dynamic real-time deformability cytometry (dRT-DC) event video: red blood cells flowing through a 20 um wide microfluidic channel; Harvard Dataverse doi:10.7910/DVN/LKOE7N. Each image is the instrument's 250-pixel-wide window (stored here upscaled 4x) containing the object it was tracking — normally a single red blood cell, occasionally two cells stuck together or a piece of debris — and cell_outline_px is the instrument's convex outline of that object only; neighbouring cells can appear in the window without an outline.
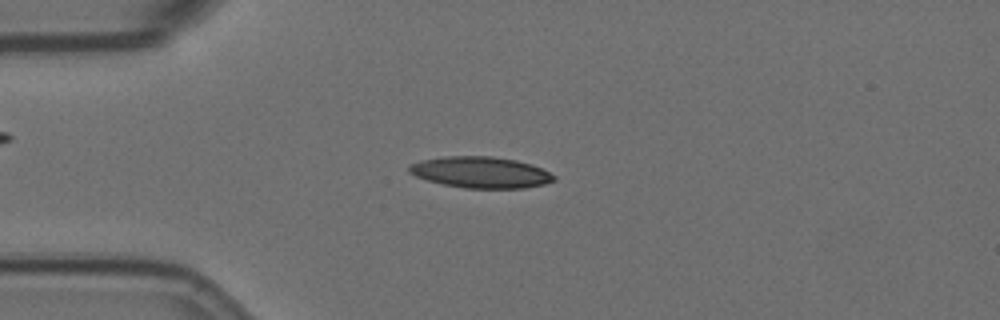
{"species": "Egyptian fruit bat (a non-hibernating species)", "species_latin": "Rousettus aegyptiacus", "temperature_condition": "room temperature", "stored_images_in_passage": 56, "camera_frame_rate_fps": 3000, "um_per_image_px": 0.085, "animal": {"sex": "female"}, "frame": {"image": 1, "passage_image": 13, "time_ms": 4.0, "image_size_px": [1000, 320], "cell_outline_px": [[556, 180], [544, 184], [524, 188], [464, 188], [444, 184], [428, 180], [416, 176], [408, 172], [408, 164], [420, 160], [444, 156], [492, 156], [516, 160], [532, 164], [556, 176]], "centroid_in_image_um": [40.84, 14.64], "position_along_channel_um": 44.2, "area_um2": 26.41}}
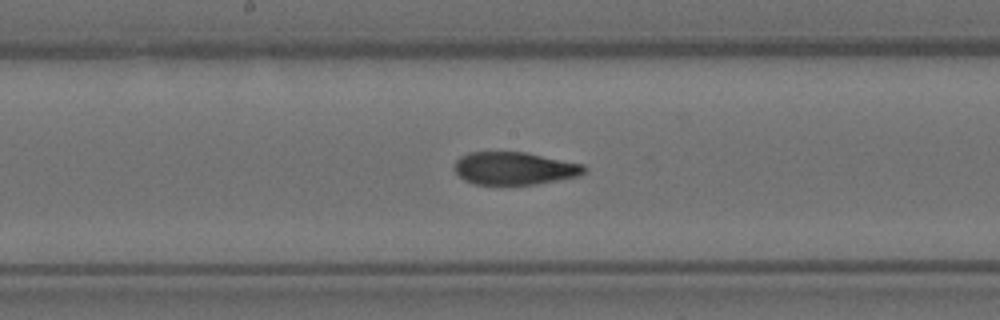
{"frame": {"image": 2, "passage_image": 28, "time_ms": 9.0, "image_size_px": [1000, 320], "cell_outline_px": [[588, 172], [580, 176], [536, 184], [500, 188], [472, 184], [464, 180], [452, 168], [456, 160], [460, 156], [468, 152], [524, 152], [584, 164], [588, 168]], "centroid_in_image_um": [43.71, 14.36], "position_along_channel_um": 204.5, "area_um2": 25.89}}
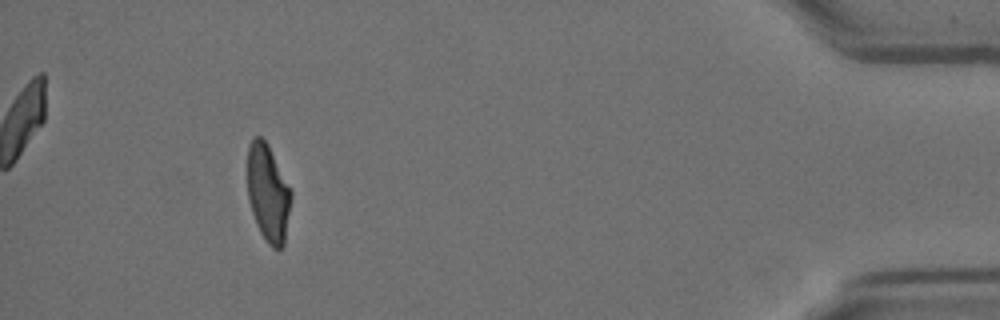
{"frame": {"image": 3, "passage_image": 51, "time_ms": 16.667, "image_size_px": [1000, 320], "cell_outline_px": [[292, 196], [284, 244], [280, 248], [272, 248], [268, 244], [260, 232], [256, 224], [248, 200], [248, 144], [256, 136], [260, 136], [268, 144], [292, 192]], "centroid_in_image_um": [22.78, 16.42], "position_along_channel_um": 412.4, "area_um2": 24.62}, "authors_computed_cell_mechanics": {"area_um2": 25.6632, "velocity_mm_per_s": 3.5602, "shape_relaxation_time_tau1_ms": null, "shape_relaxation_time_tau2_ms": 2.5797, "deformation_change_tau1": null, "deformation_change_tau2": 0.1}}